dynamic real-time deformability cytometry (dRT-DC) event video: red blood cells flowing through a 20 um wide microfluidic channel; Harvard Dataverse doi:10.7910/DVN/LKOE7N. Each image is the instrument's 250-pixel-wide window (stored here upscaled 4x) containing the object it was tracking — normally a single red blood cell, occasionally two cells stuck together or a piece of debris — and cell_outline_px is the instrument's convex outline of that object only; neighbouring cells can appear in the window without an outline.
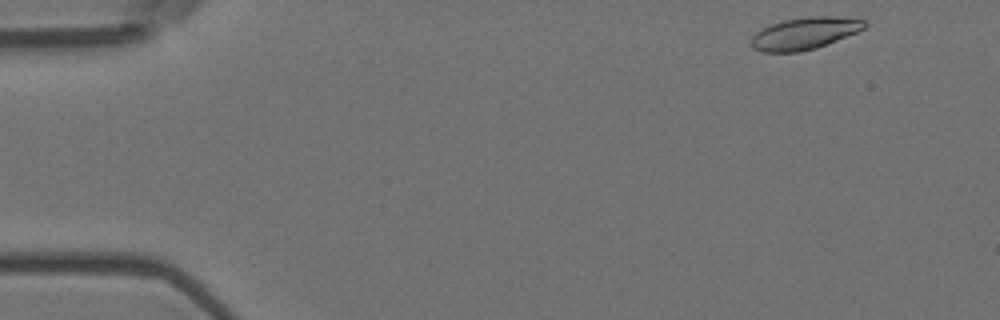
{"species": "Egyptian fruit bat (a non-hibernating species)", "species_latin": "Rousettus aegyptiacus", "temperature_condition": "room temperature", "stored_images_in_passage": 14, "camera_frame_rate_fps": 3000, "um_per_image_px": 0.085, "animal": {"sex": "female"}, "frame": {"image": 1, "passage_image": 1, "time_ms": 0.0, "image_size_px": [1000, 320], "cell_outline_px": [[868, 24], [864, 28], [856, 32], [816, 48], [800, 52], [764, 52], [752, 48], [752, 36], [756, 32], [772, 24], [784, 20], [808, 16], [832, 16], [864, 20]], "centroid_in_image_um": [68.38, 2.84], "position_along_channel_um": 16.6, "area_um2": 20.87}}
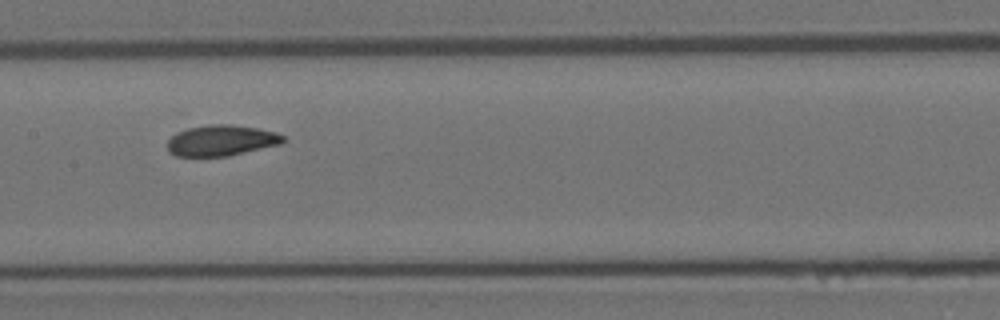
{"frame": {"image": 2, "passage_image": 7, "time_ms": 2.0, "image_size_px": [1000, 320], "cell_outline_px": [[284, 140], [280, 144], [228, 156], [176, 156], [168, 152], [168, 140], [176, 132], [188, 128], [208, 124], [232, 124], [256, 128], [276, 132], [284, 136]], "centroid_in_image_um": [18.79, 11.93], "position_along_channel_um": 188.6, "area_um2": 20.75}}
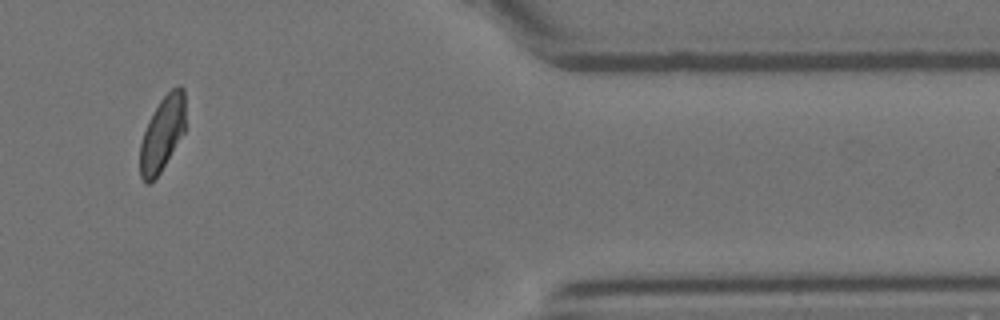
{"frame": {"image": 3, "passage_image": 12, "time_ms": 3.667, "image_size_px": [1000, 320], "cell_outline_px": [[184, 132], [160, 172], [148, 184], [144, 184], [140, 176], [140, 144], [148, 120], [160, 100], [172, 88], [180, 84], [184, 88]], "centroid_in_image_um": [13.78, 11.36], "position_along_channel_um": 397.6, "area_um2": 19.54}}